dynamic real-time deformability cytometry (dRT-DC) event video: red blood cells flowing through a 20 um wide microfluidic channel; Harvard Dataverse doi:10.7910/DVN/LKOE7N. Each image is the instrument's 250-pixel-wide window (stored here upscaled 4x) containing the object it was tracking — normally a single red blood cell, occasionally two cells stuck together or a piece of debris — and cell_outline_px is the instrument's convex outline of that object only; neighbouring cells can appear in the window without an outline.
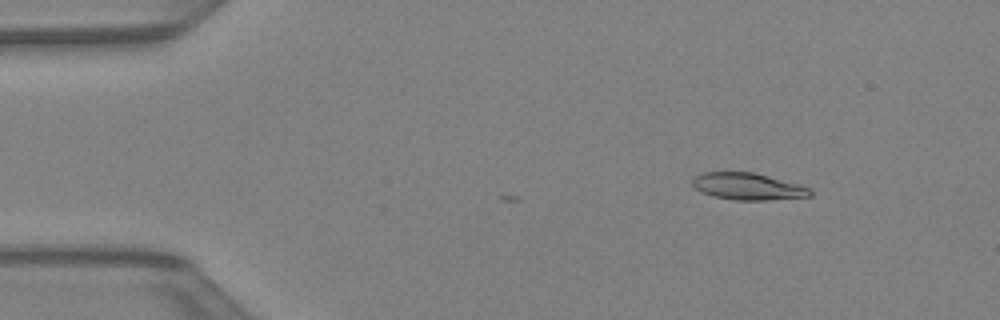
{"species": "Egyptian fruit bat (a non-hibernating species)", "species_latin": "Rousettus aegyptiacus", "temperature_condition": "warm", "stored_images_in_passage": 3, "camera_frame_rate_fps": 3000, "um_per_image_px": 0.085, "animal": {"sex": "female"}, "frame": {"image": 1, "passage_image": 1, "time_ms": 0.0, "image_size_px": [1000, 320], "cell_outline_px": [[812, 196], [764, 200], [732, 200], [712, 196], [700, 192], [692, 184], [692, 180], [696, 176], [704, 172], [752, 172], [768, 176], [812, 188]], "centroid_in_image_um": [63.56, 15.85], "position_along_channel_um": 21.4, "area_um2": 18.38}}